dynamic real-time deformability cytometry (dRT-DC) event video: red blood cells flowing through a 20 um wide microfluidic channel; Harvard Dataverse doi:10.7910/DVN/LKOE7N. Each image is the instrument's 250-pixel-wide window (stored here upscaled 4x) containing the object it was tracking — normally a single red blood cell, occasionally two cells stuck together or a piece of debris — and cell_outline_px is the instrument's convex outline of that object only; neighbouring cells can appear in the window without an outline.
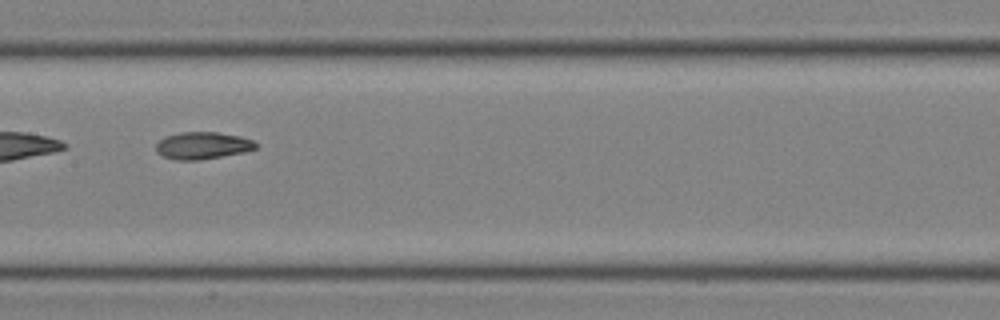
{"species": "common noctule bat (a hibernating species)", "species_latin": "Nyctalus noctula", "temperature_condition": "room temperature", "stored_images_in_passage": 26, "camera_frame_rate_fps": 3000, "um_per_image_px": 0.085, "animal": {"sex": "male", "body_mass_g": 19.0, "forearm_length_mm": 50.8}, "frame": {"image": 1, "passage_image": 8, "time_ms": 2.333, "image_size_px": [1000, 320], "cell_outline_px": [[256, 148], [244, 152], [200, 160], [176, 160], [164, 156], [156, 152], [156, 144], [164, 136], [180, 132], [216, 132], [240, 136], [252, 140], [256, 144]], "centroid_in_image_um": [17.19, 12.37], "position_along_channel_um": 190.2, "area_um2": 15.72}}